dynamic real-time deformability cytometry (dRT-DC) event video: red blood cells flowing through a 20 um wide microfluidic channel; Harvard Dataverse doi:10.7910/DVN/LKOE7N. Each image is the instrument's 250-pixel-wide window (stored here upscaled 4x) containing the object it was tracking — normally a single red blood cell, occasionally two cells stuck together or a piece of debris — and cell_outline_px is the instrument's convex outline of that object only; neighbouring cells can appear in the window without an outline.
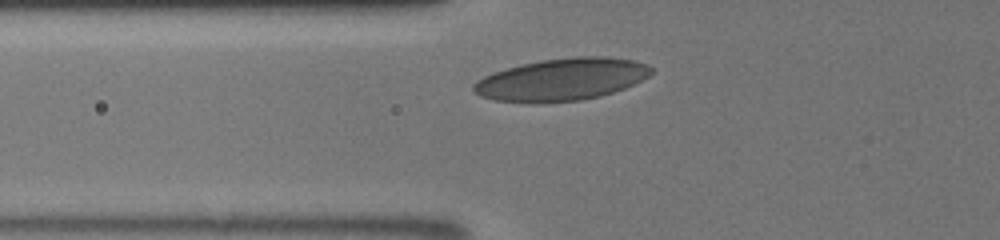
{"species": "human", "species_latin": "Homo sapiens", "temperature_condition": "room temperature", "stored_images_in_passage": 27, "camera_frame_rate_fps": 3000, "um_per_image_px": 0.085, "donor": {"sex": "male"}, "frame": {"image": 1, "passage_image": 10, "time_ms": 3.0, "image_size_px": [1000, 240], "cell_outline_px": [[652, 72], [648, 76], [624, 88], [600, 96], [580, 100], [536, 104], [532, 104], [492, 100], [480, 96], [472, 92], [472, 84], [476, 80], [484, 76], [508, 68], [540, 60], [576, 56], [604, 56], [632, 60], [648, 64], [652, 68]], "centroid_in_image_um": [47.69, 6.77], "position_along_channel_um": 78.1, "area_um2": 43.93}}
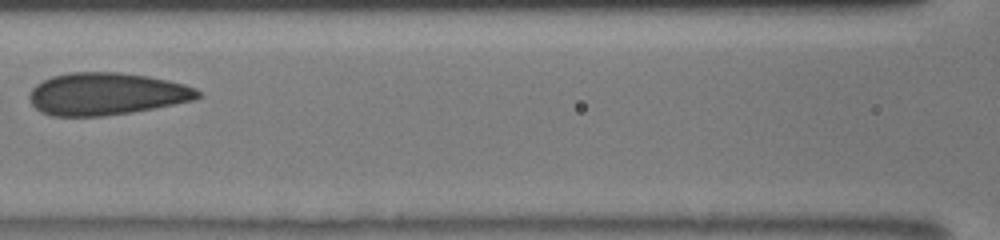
{"frame": {"image": 2, "passage_image": 16, "time_ms": 5.0, "image_size_px": [1000, 240], "cell_outline_px": [[200, 96], [192, 100], [132, 112], [104, 116], [52, 116], [40, 112], [32, 104], [28, 96], [32, 88], [36, 84], [52, 76], [68, 72], [116, 72], [148, 76], [168, 80], [184, 84], [196, 88], [200, 92]], "centroid_in_image_um": [9.0, 7.98], "position_along_channel_um": 157.6, "area_um2": 41.44}}
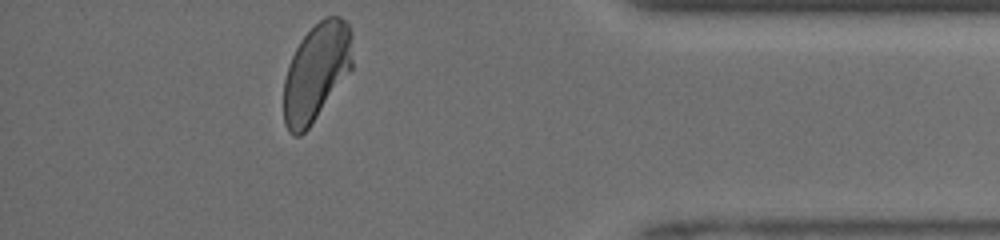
{"frame": {"image": 3, "passage_image": 27, "time_ms": 11.667, "image_size_px": [1000, 240], "cell_outline_px": [[352, 68], [308, 128], [300, 136], [296, 136], [288, 132], [284, 124], [284, 80], [288, 64], [300, 40], [324, 16], [340, 16], [348, 24], [352, 32]], "centroid_in_image_um": [26.88, 6.11], "position_along_channel_um": 408.3, "area_um2": 38.9}, "authors_computed_cell_mechanics": {"area_um2": 40.749, "velocity_mm_per_s": 4.1097, "shape_relaxation_time_tau1_ms": 7.5763, "shape_relaxation_time_tau2_ms": 0.6329, "deformation_change_tau1": 0.1489, "deformation_change_tau2": 0.0671}}